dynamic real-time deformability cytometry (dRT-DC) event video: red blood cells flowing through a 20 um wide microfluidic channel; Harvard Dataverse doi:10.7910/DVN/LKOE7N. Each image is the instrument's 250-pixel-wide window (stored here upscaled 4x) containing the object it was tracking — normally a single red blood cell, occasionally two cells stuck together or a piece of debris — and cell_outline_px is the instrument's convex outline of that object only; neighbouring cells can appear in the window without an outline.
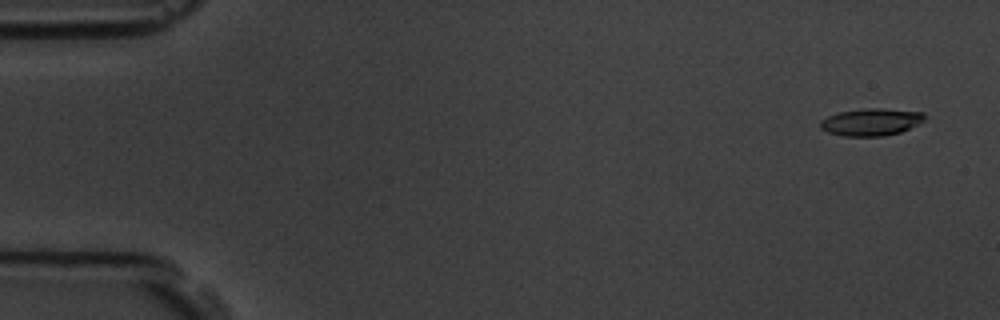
{"species": "common noctule bat (a hibernating species)", "species_latin": "Nyctalus noctula", "temperature_condition": "room temperature", "stored_images_in_passage": 15, "camera_frame_rate_fps": 3000, "um_per_image_px": 0.085, "animal": {"sex": "male", "body_mass_g": 19.5, "forearm_length_mm": 54.6}, "frame": {"image": 1, "passage_image": 1, "time_ms": 0.0, "image_size_px": [1000, 320], "cell_outline_px": [[928, 116], [924, 120], [900, 132], [884, 136], [844, 136], [828, 132], [820, 128], [820, 120], [828, 116], [840, 112], [864, 108], [884, 108], [924, 112]], "centroid_in_image_um": [74.05, 10.36], "position_along_channel_um": 10.9, "area_um2": 16.59}}
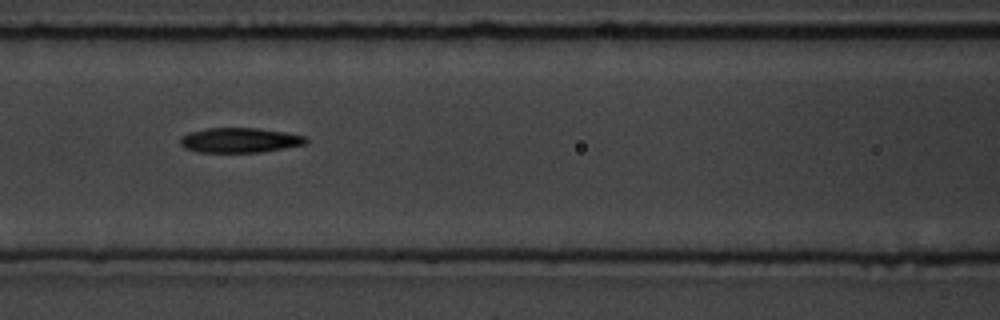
{"frame": {"image": 2, "passage_image": 7, "time_ms": 7.0, "image_size_px": [1000, 320], "cell_outline_px": [[308, 144], [260, 152], [196, 152], [184, 148], [180, 144], [180, 136], [188, 132], [208, 128], [256, 128], [284, 132], [304, 136], [308, 140]], "centroid_in_image_um": [20.34, 11.92], "position_along_channel_um": 146.3, "area_um2": 18.26}}
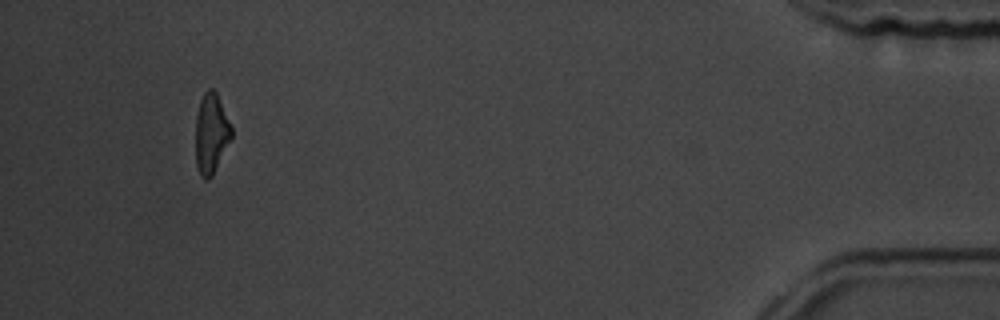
{"frame": {"image": 3, "passage_image": 14, "time_ms": 16.0, "image_size_px": [1000, 320], "cell_outline_px": [[232, 140], [212, 176], [208, 180], [204, 180], [200, 176], [196, 164], [196, 116], [200, 100], [204, 92], [208, 88], [212, 88], [216, 92], [232, 128]], "centroid_in_image_um": [17.95, 11.38], "position_along_channel_um": 417.2, "area_um2": 16.88}}